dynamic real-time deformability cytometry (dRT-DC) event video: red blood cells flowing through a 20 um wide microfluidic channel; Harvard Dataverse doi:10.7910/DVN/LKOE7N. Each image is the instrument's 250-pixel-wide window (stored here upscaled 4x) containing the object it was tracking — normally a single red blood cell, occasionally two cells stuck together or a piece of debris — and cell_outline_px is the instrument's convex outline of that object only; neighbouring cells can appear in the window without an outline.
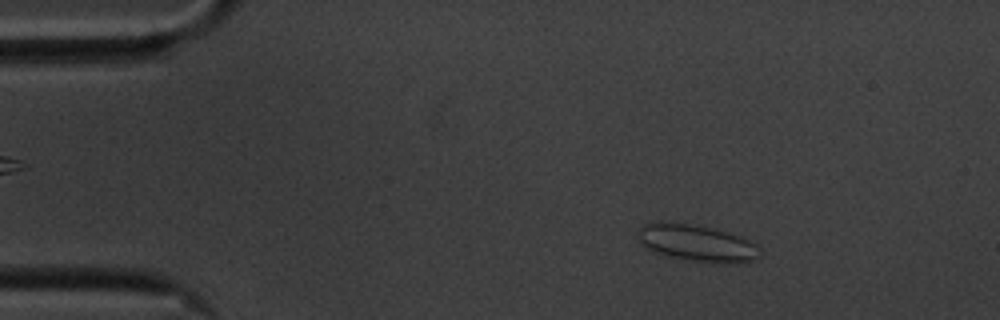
{"species": "common noctule bat (a hibernating species)", "species_latin": "Nyctalus noctula", "temperature_condition": "cold", "stored_images_in_passage": 52, "camera_frame_rate_fps": 3000, "um_per_image_px": 0.085, "animal": {"sex": "male", "body_mass_g": 20.1, "forearm_length_mm": 53.5}, "frame": {"image": 1, "passage_image": 4, "time_ms": 1.0, "image_size_px": [1000, 320], "cell_outline_px": [[764, 252], [760, 256], [752, 260], [732, 264], [720, 264], [692, 260], [668, 256], [652, 252], [644, 248], [640, 244], [640, 228], [644, 224], [656, 220], [664, 220], [696, 224], [728, 232], [740, 236], [756, 244]], "centroid_in_image_um": [59.24, 20.65], "position_along_channel_um": 25.8, "area_um2": 26.76}}
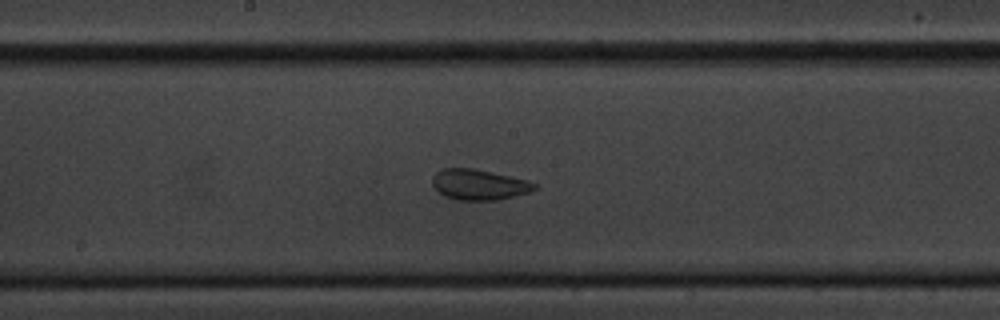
{"frame": {"image": 2, "passage_image": 25, "time_ms": 8.0, "image_size_px": [1000, 320], "cell_outline_px": [[540, 184], [536, 188], [528, 192], [496, 200], [456, 200], [444, 196], [432, 184], [432, 176], [440, 168], [472, 168], [492, 172], [528, 180]], "centroid_in_image_um": [40.7, 15.68], "position_along_channel_um": 207.5, "area_um2": 18.21}}
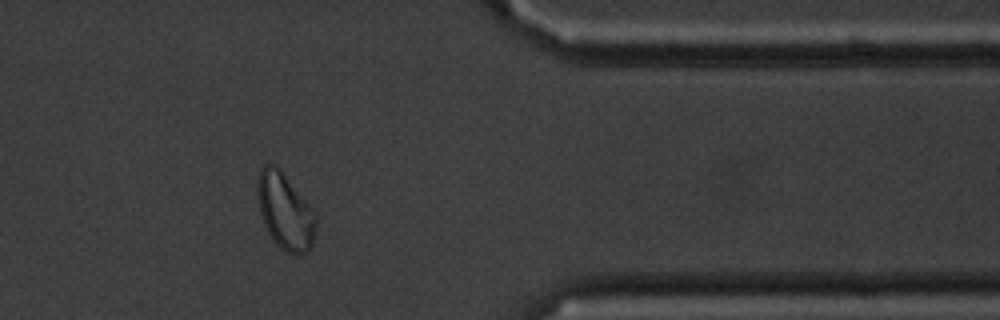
{"frame": {"image": 3, "passage_image": 42, "time_ms": 13.667, "image_size_px": [1000, 320], "cell_outline_px": [[316, 228], [312, 244], [308, 252], [284, 252], [272, 240], [264, 224], [260, 212], [256, 196], [256, 180], [260, 168], [264, 164], [272, 164], [280, 168], [316, 212]], "centroid_in_image_um": [24.21, 17.92], "position_along_channel_um": 387.2, "area_um2": 26.3}}